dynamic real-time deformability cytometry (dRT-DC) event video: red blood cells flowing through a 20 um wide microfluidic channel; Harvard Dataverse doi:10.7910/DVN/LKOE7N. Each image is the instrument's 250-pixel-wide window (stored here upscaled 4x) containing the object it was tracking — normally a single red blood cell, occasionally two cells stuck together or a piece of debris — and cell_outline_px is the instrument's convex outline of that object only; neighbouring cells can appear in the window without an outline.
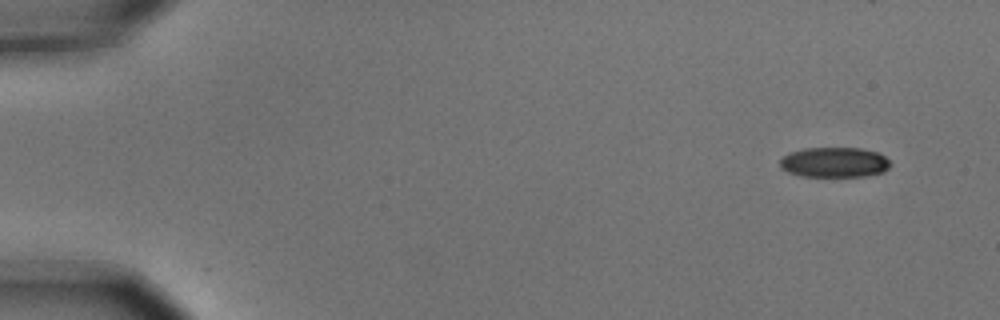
{"species": "common noctule bat (a hibernating species)", "species_latin": "Nyctalus noctula", "temperature_condition": "cold", "stored_images_in_passage": 5, "segment_of_instrument_passage": [2, 2], "camera_frame_rate_fps": 3000, "um_per_image_px": 0.085, "animal": {"sex": "male", "body_mass_g": 15.6}, "frame": {"image": 1, "passage_image": 5, "time_ms": 1.333, "image_size_px": [1000, 320], "cell_outline_px": [[892, 164], [884, 172], [864, 176], [800, 176], [788, 172], [780, 168], [780, 160], [788, 152], [804, 148], [860, 148], [876, 152], [884, 156]], "centroid_in_image_um": [70.9, 13.79], "position_along_channel_um": 14.1, "area_um2": 19.42}}